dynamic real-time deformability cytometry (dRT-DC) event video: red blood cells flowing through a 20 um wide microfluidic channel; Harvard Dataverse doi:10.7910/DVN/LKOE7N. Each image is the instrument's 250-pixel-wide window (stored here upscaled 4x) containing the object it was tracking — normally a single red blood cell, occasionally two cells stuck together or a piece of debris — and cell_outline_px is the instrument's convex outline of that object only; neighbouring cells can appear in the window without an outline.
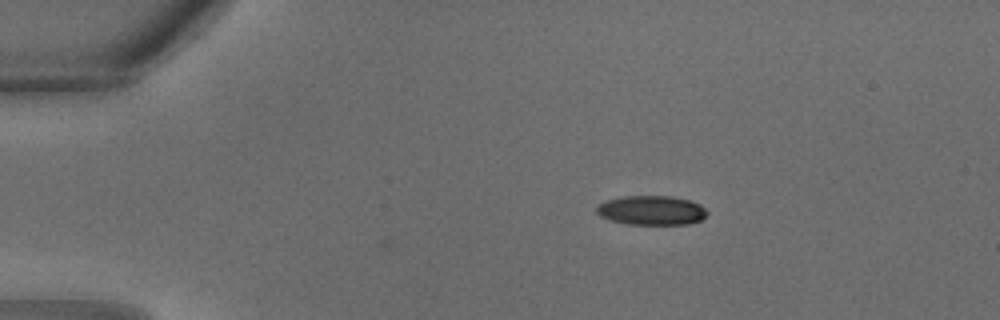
{"species": "common noctule bat (a hibernating species)", "species_latin": "Nyctalus noctula", "temperature_condition": "warm", "stored_images_in_passage": 2, "camera_frame_rate_fps": 3000, "um_per_image_px": 0.085, "animal": {"sex": "male", "body_mass_g": 18.8}, "frame": {"image": 1, "passage_image": 1, "time_ms": 0.0, "image_size_px": [1000, 320], "cell_outline_px": [[708, 212], [700, 220], [688, 224], [628, 224], [612, 220], [600, 216], [596, 212], [596, 208], [604, 200], [624, 196], [672, 196], [692, 200], [700, 204]], "centroid_in_image_um": [55.38, 17.86], "position_along_channel_um": 29.6, "area_um2": 18.9}}